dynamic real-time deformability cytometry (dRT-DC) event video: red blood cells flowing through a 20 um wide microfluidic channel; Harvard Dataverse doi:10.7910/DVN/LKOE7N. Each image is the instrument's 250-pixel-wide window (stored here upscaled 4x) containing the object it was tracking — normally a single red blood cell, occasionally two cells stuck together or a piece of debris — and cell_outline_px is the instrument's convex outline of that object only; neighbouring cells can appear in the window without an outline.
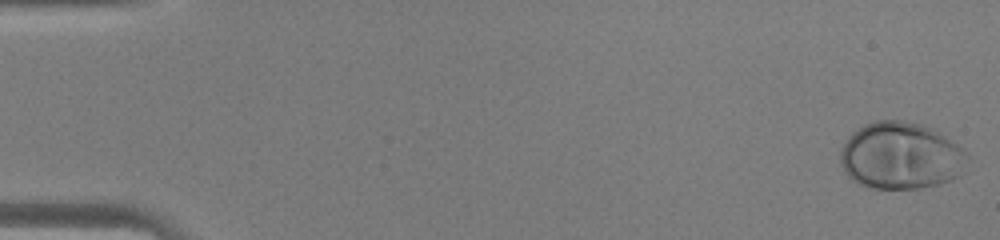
{"species": "human", "species_latin": "Homo sapiens", "temperature_condition": "warm", "stored_images_in_passage": 46, "camera_frame_rate_fps": 3000, "um_per_image_px": 0.085, "donor": {"sex": "male"}, "frame": {"image": 1, "passage_image": 1, "time_ms": 0.0, "image_size_px": [1000, 240], "cell_outline_px": [[968, 156], [964, 172], [960, 176], [952, 180], [920, 188], [872, 188], [860, 184], [852, 180], [844, 172], [840, 164], [840, 148], [848, 136], [852, 132], [864, 124], [876, 120], [904, 120], [920, 124], [932, 128], [964, 148], [968, 152]], "centroid_in_image_um": [76.57, 13.23], "position_along_channel_um": 8.4, "area_um2": 50.17}}
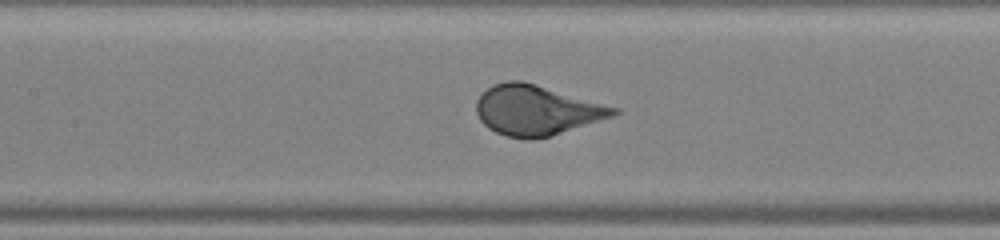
{"frame": {"image": 2, "passage_image": 22, "time_ms": 7.0, "image_size_px": [1000, 240], "cell_outline_px": [[620, 112], [612, 116], [552, 136], [536, 140], [528, 140], [508, 136], [496, 132], [488, 128], [480, 120], [476, 112], [476, 100], [492, 84], [508, 80], [520, 80], [620, 108]], "centroid_in_image_um": [45.59, 9.38], "position_along_channel_um": 161.8, "area_um2": 39.88}}
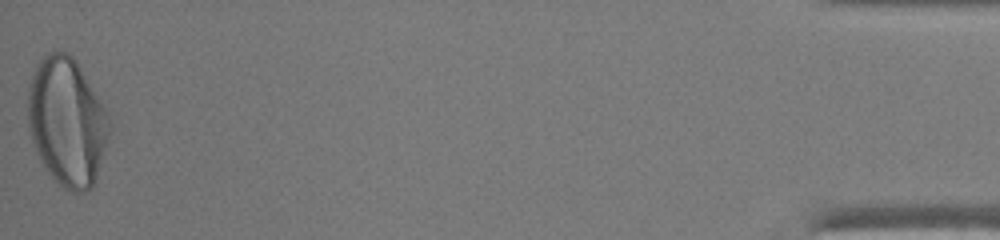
{"frame": {"image": 3, "passage_image": 46, "time_ms": 15.0, "image_size_px": [1000, 240], "cell_outline_px": [[112, 128], [92, 188], [84, 192], [72, 192], [60, 188], [48, 172], [40, 160], [36, 152], [28, 128], [28, 88], [36, 64], [48, 52], [68, 52], [76, 60], [104, 108], [112, 124]], "centroid_in_image_um": [5.68, 10.38], "position_along_channel_um": 429.5, "area_um2": 60.86}}